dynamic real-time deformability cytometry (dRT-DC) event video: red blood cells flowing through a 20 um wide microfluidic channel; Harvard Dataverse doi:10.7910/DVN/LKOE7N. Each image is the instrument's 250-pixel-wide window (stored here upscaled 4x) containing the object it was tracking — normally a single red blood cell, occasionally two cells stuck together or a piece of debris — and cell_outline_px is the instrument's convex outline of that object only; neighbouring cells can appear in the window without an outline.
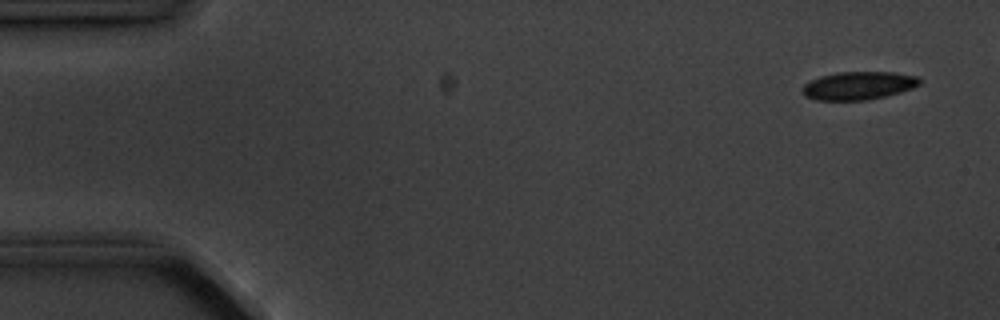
{"species": "common noctule bat (a hibernating species)", "species_latin": "Nyctalus noctula", "temperature_condition": "cold", "stored_images_in_passage": 7, "camera_frame_rate_fps": 3000, "um_per_image_px": 0.085, "animal": {"sex": "male", "body_mass_g": 20.1, "forearm_length_mm": 53.5}, "frame": {"image": 1, "passage_image": 1, "time_ms": 0.0, "image_size_px": [1000, 320], "cell_outline_px": [[920, 84], [912, 88], [900, 92], [868, 100], [816, 100], [804, 96], [804, 84], [820, 76], [836, 72], [892, 72], [916, 76], [920, 80]], "centroid_in_image_um": [72.97, 7.27], "position_along_channel_um": 12.0, "area_um2": 19.02}}
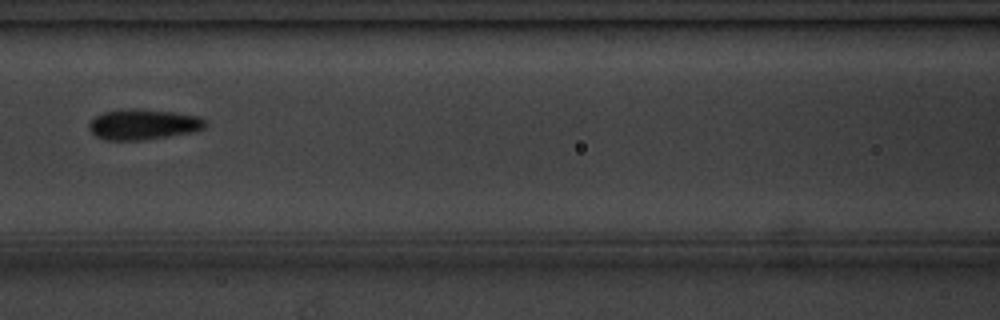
{"frame": {"image": 2, "passage_image": 7, "time_ms": 7.0, "image_size_px": [1000, 320], "cell_outline_px": [[208, 124], [204, 128], [192, 132], [168, 136], [140, 140], [104, 140], [96, 136], [88, 128], [88, 124], [96, 116], [104, 112], [120, 108], [136, 108], [172, 112], [200, 116]], "centroid_in_image_um": [12.16, 10.56], "position_along_channel_um": 154.4, "area_um2": 20.75}}